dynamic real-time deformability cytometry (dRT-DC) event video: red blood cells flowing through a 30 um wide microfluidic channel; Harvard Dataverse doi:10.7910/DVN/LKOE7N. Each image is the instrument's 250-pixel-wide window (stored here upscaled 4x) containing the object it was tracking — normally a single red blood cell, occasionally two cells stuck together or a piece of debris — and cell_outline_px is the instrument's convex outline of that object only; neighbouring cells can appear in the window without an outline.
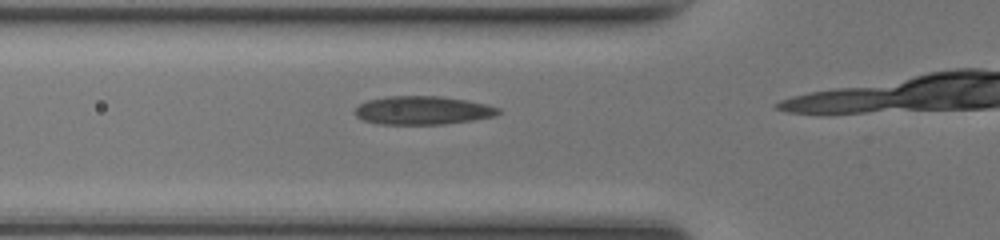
{"species": "common noctule bat (a hibernating species)", "species_latin": "Nyctalus noctula", "temperature_condition": "room temperature", "stored_images_in_passage": 13, "camera_frame_rate_fps": 3000, "um_per_image_px": 0.085, "animal": {"sex": "female", "body_mass_g": 17.0, "forearm_length_mm": 48.0}, "frame": {"image": 1, "passage_image": 9, "time_ms": 2.667, "image_size_px": [1000, 240], "cell_outline_px": [[500, 112], [496, 116], [472, 120], [444, 124], [380, 124], [364, 120], [356, 116], [352, 112], [360, 104], [368, 100], [388, 96], [440, 96], [468, 100], [488, 104], [500, 108]], "centroid_in_image_um": [35.95, 9.37], "position_along_channel_um": 89.9, "area_um2": 23.87}}
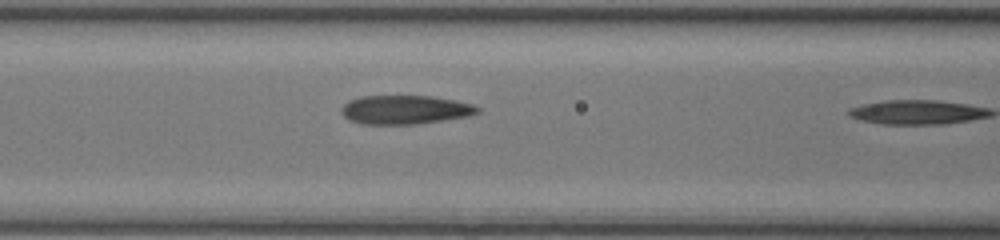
{"frame": {"image": 2, "passage_image": 12, "time_ms": 3.667, "image_size_px": [1000, 240], "cell_outline_px": [[480, 112], [468, 116], [416, 124], [360, 124], [348, 120], [344, 116], [340, 108], [348, 100], [360, 96], [432, 96], [456, 100], [472, 104], [480, 108]], "centroid_in_image_um": [34.4, 9.32], "position_along_channel_um": 132.2, "area_um2": 23.0}}